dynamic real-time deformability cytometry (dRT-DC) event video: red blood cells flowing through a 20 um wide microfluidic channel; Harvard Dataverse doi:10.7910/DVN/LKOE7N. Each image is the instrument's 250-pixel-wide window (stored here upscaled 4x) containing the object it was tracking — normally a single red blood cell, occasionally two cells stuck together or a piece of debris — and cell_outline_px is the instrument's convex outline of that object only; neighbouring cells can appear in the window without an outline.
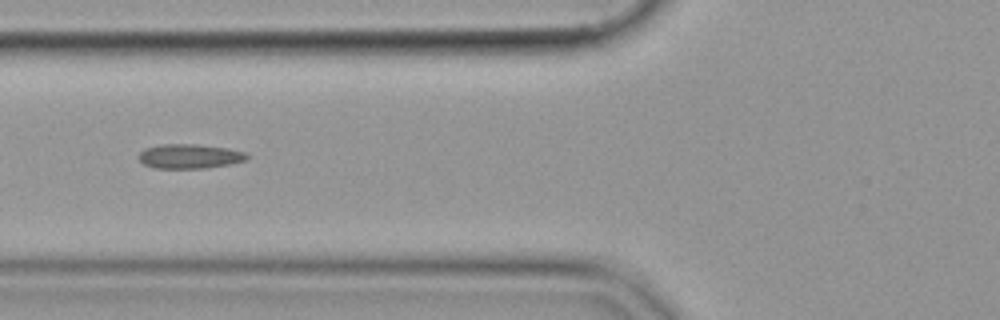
{"species": "common noctule bat (a hibernating species)", "species_latin": "Nyctalus noctula", "temperature_condition": "cold", "stored_images_in_passage": 55, "segment_of_instrument_passage": [2, 2], "camera_frame_rate_fps": 3000, "um_per_image_px": 0.085, "animal": {"sex": "female", "body_mass_g": 19.9}, "frame": {"image": 1, "passage_image": 22, "time_ms": 7.0, "image_size_px": [1000, 320], "cell_outline_px": [[248, 156], [244, 160], [228, 164], [208, 168], [152, 168], [144, 164], [140, 160], [140, 152], [144, 148], [160, 144], [196, 144], [228, 148], [248, 152]], "centroid_in_image_um": [16.11, 13.27], "position_along_channel_um": 109.7, "area_um2": 15.43}}
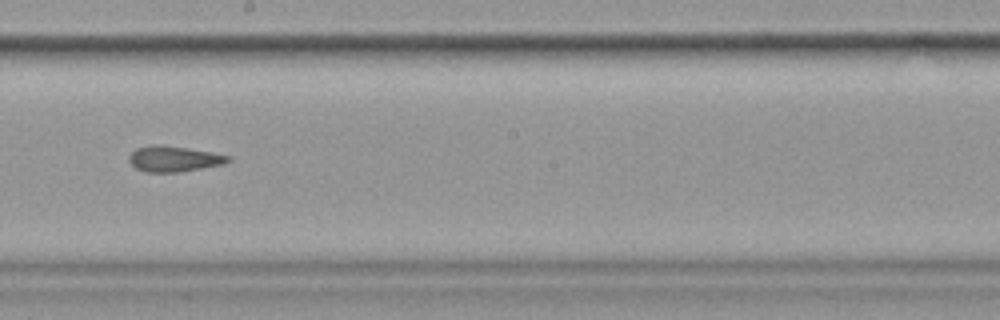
{"frame": {"image": 2, "passage_image": 32, "time_ms": 10.333, "image_size_px": [1000, 320], "cell_outline_px": [[232, 160], [224, 164], [176, 172], [148, 172], [136, 168], [128, 160], [128, 156], [136, 148], [156, 144], [160, 144], [212, 152], [232, 156]], "centroid_in_image_um": [14.79, 13.49], "position_along_channel_um": 233.4, "area_um2": 14.74}}
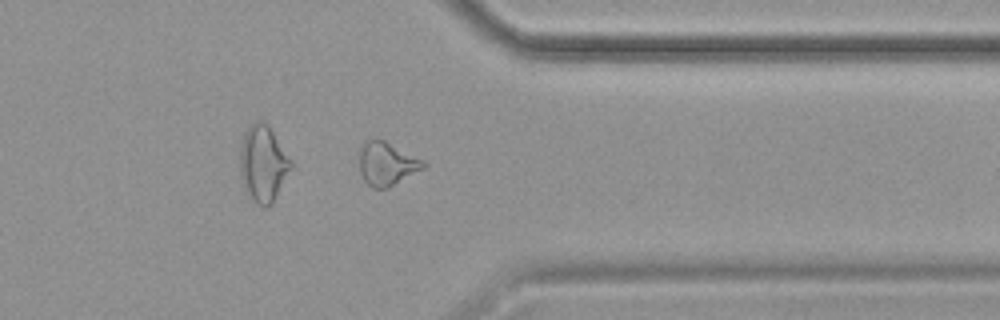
{"frame": {"image": 3, "passage_image": 44, "time_ms": 14.333, "image_size_px": [1000, 320], "cell_outline_px": [[428, 164], [424, 168], [388, 188], [372, 188], [364, 180], [360, 172], [360, 148], [368, 140], [384, 140], [424, 160]], "centroid_in_image_um": [32.9, 13.93], "position_along_channel_um": 378.5, "area_um2": 16.01}}